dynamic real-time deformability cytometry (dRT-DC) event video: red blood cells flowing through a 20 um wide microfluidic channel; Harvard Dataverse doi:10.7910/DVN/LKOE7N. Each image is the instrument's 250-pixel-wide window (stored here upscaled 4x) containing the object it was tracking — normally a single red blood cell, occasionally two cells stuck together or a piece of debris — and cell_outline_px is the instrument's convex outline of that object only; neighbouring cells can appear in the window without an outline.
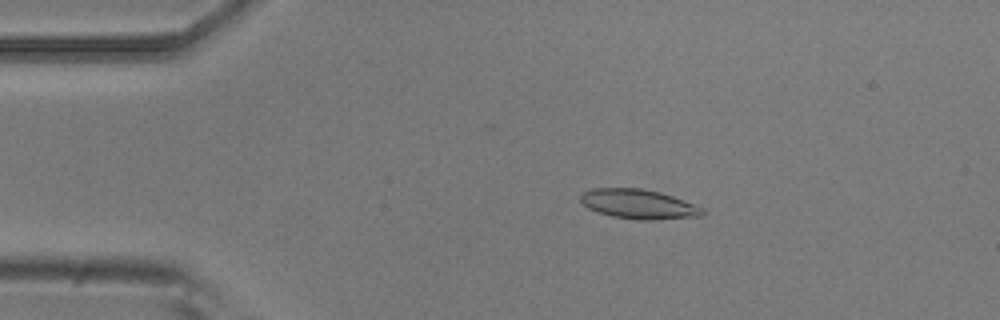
{"species": "common noctule bat (a hibernating species)", "species_latin": "Nyctalus noctula", "temperature_condition": "room temperature", "stored_images_in_passage": 5, "camera_frame_rate_fps": 3000, "um_per_image_px": 0.085, "animal": {"sex": "male", "body_mass_g": 20.5, "forearm_length_mm": 52.5}, "frame": {"image": 1, "passage_image": 2, "time_ms": 0.333, "image_size_px": [1000, 320], "cell_outline_px": [[704, 212], [700, 216], [644, 220], [612, 216], [588, 208], [580, 200], [580, 196], [584, 192], [592, 188], [640, 188], [660, 192], [672, 196], [704, 208]], "centroid_in_image_um": [54.26, 17.33], "position_along_channel_um": 30.7, "area_um2": 20.58}}
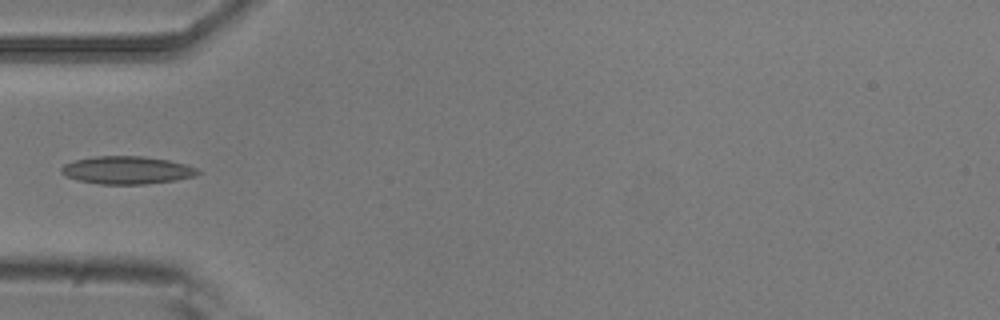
{"frame": {"image": 2, "passage_image": 4, "time_ms": 1.0, "image_size_px": [1000, 320], "cell_outline_px": [[200, 172], [196, 176], [176, 180], [144, 184], [100, 184], [76, 180], [64, 176], [60, 172], [60, 168], [64, 164], [76, 160], [96, 156], [144, 156], [168, 160], [184, 164], [196, 168]], "centroid_in_image_um": [10.76, 14.46], "position_along_channel_um": 74.2, "area_um2": 22.14}}
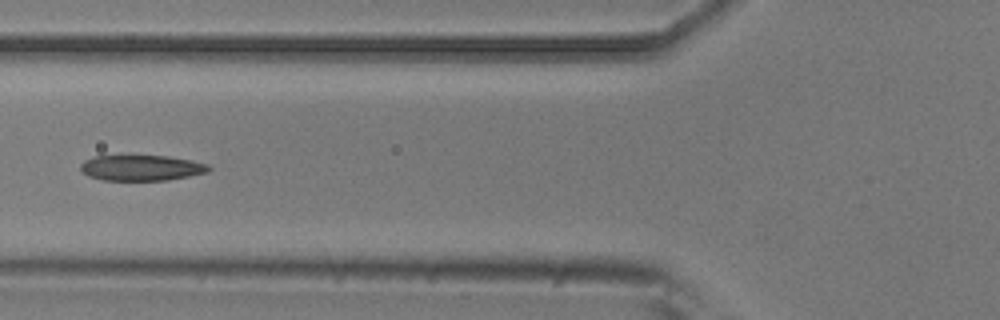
{"frame": {"image": 3, "passage_image": 5, "time_ms": 1.333, "image_size_px": [1000, 320], "cell_outline_px": [[212, 168], [208, 172], [168, 180], [104, 180], [88, 176], [80, 172], [80, 164], [84, 160], [92, 156], [128, 152], [168, 156], [192, 160], [208, 164]], "centroid_in_image_um": [11.95, 14.2], "position_along_channel_um": 113.9, "area_um2": 20.35}}